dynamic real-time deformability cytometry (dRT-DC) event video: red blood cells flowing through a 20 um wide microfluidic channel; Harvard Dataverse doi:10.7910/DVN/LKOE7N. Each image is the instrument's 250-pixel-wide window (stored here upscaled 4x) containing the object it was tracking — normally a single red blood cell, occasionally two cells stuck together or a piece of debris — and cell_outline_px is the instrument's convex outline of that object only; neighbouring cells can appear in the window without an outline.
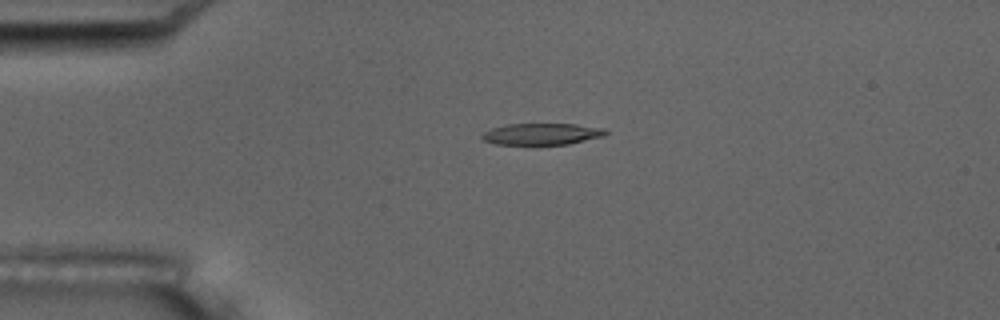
{"species": "common noctule bat (a hibernating species)", "species_latin": "Nyctalus noctula", "temperature_condition": "room temperature", "stored_images_in_passage": 5, "camera_frame_rate_fps": 3000, "um_per_image_px": 0.085, "animal": {"sex": "male", "body_mass_g": 17.5, "forearm_length_mm": 52.3}, "frame": {"image": 1, "passage_image": 4, "time_ms": 3.333, "image_size_px": [1000, 320], "cell_outline_px": [[608, 132], [604, 136], [568, 144], [532, 148], [496, 144], [484, 140], [480, 136], [484, 132], [492, 128], [504, 124], [576, 124], [604, 128]], "centroid_in_image_um": [46.01, 11.44], "position_along_channel_um": 39.0, "area_um2": 16.47}}